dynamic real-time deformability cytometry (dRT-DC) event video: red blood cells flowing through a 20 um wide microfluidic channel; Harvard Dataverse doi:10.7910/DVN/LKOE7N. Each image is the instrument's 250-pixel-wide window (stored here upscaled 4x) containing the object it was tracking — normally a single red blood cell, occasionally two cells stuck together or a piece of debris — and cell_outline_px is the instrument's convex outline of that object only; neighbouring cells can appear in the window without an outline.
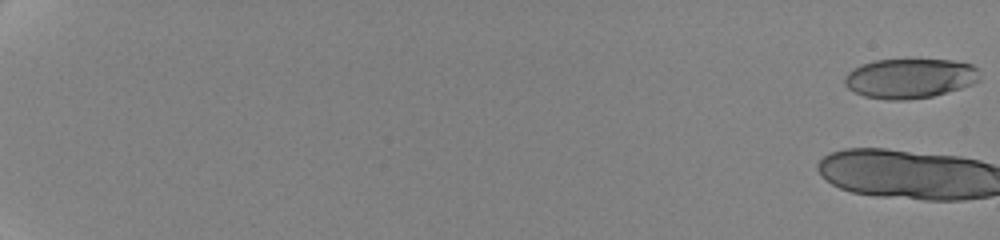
{"species": "human", "species_latin": "Homo sapiens", "temperature_condition": "cold", "stored_images_in_passage": 39, "camera_frame_rate_fps": 3000, "um_per_image_px": 0.085, "donor": {"sex": "female"}, "frame": {"image": 1, "passage_image": 1, "time_ms": 0.0, "image_size_px": [1000, 240], "cell_outline_px": [[980, 80], [972, 84], [960, 88], [932, 96], [908, 100], [888, 100], [864, 96], [848, 88], [844, 84], [844, 76], [852, 68], [876, 60], [908, 56], [952, 60], [972, 64], [976, 68]], "centroid_in_image_um": [77.32, 6.61], "position_along_channel_um": 7.7, "area_um2": 32.25}}